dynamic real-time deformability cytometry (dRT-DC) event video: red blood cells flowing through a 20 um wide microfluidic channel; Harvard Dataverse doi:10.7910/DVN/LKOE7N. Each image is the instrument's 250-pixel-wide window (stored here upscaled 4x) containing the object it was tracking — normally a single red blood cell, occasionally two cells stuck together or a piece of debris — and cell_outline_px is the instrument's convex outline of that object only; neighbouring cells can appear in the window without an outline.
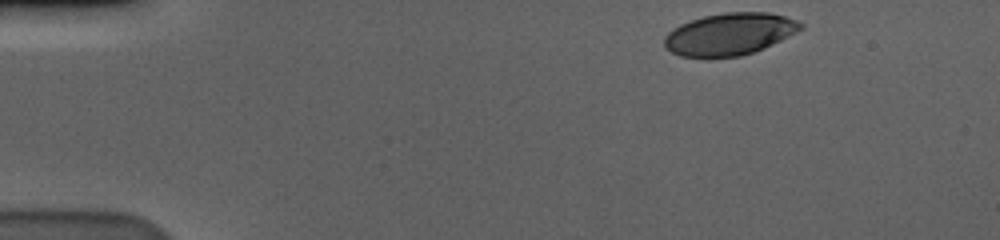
{"species": "human", "species_latin": "Homo sapiens", "temperature_condition": "cold", "stored_images_in_passage": 43, "camera_frame_rate_fps": 3000, "um_per_image_px": 0.085, "donor": {"sex": "male"}, "frame": {"image": 1, "passage_image": 1, "time_ms": 0.0, "image_size_px": [1000, 240], "cell_outline_px": [[804, 28], [780, 40], [752, 52], [740, 56], [680, 56], [672, 52], [664, 44], [664, 36], [672, 28], [680, 24], [704, 16], [724, 12], [768, 12], [784, 16], [796, 20], [804, 24]], "centroid_in_image_um": [62.01, 2.87], "position_along_channel_um": 23.0, "area_um2": 32.95}}
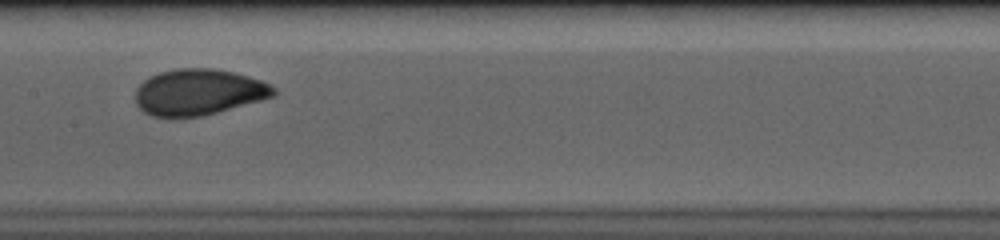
{"frame": {"image": 2, "passage_image": 23, "time_ms": 7.333, "image_size_px": [1000, 240], "cell_outline_px": [[276, 96], [216, 112], [200, 116], [152, 116], [144, 112], [136, 104], [136, 88], [148, 76], [160, 72], [176, 68], [212, 68], [232, 72], [248, 76], [260, 80], [276, 88]], "centroid_in_image_um": [16.87, 7.81], "position_along_channel_um": 190.5, "area_um2": 36.88}}
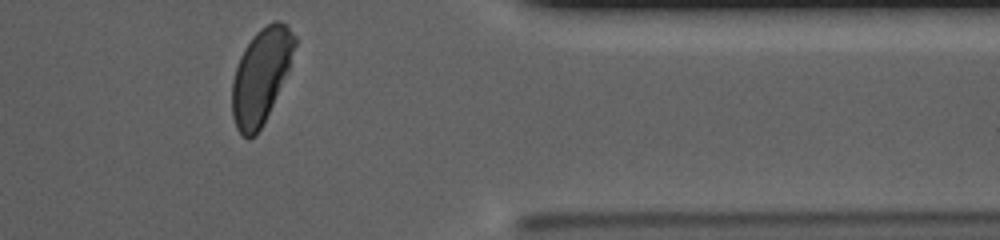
{"frame": {"image": 3, "passage_image": 41, "time_ms": 13.333, "image_size_px": [1000, 240], "cell_outline_px": [[296, 44], [288, 68], [272, 104], [256, 136], [248, 140], [236, 128], [232, 116], [232, 84], [236, 68], [240, 56], [244, 48], [256, 32], [260, 28], [276, 20], [280, 20], [296, 36]], "centroid_in_image_um": [22.15, 6.45], "position_along_channel_um": 389.2, "area_um2": 33.76}, "authors_computed_cell_mechanics": {"area_um2": 36.0094, "velocity_mm_per_s": 3.5693, "shape_relaxation_time_tau1_ms": 2.9475, "shape_relaxation_time_tau2_ms": null, "deformation_change_tau1": 0.1389, "deformation_change_tau2": null}}